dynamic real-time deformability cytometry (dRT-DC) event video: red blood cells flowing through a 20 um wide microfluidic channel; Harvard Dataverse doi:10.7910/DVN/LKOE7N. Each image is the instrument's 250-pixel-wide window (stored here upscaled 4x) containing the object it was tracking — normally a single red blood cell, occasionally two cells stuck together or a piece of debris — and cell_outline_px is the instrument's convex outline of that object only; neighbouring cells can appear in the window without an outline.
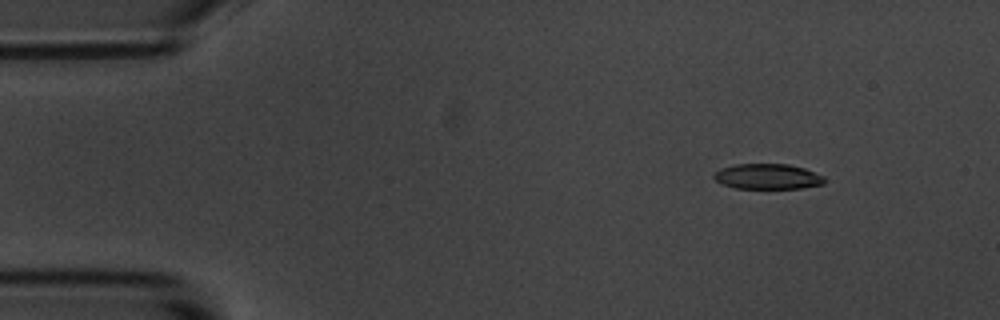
{"species": "common noctule bat (a hibernating species)", "species_latin": "Nyctalus noctula", "temperature_condition": "room temperature", "stored_images_in_passage": 7, "camera_frame_rate_fps": 3000, "um_per_image_px": 0.085, "animal": {"sex": "male", "body_mass_g": 20.1, "forearm_length_mm": 53.5}, "frame": {"image": 1, "passage_image": 2, "time_ms": 1.0, "image_size_px": [1000, 320], "cell_outline_px": [[824, 184], [800, 188], [736, 188], [724, 184], [716, 180], [712, 176], [720, 168], [736, 164], [788, 164], [804, 168], [824, 176]], "centroid_in_image_um": [65.25, 15.0], "position_along_channel_um": 19.7, "area_um2": 16.18}}
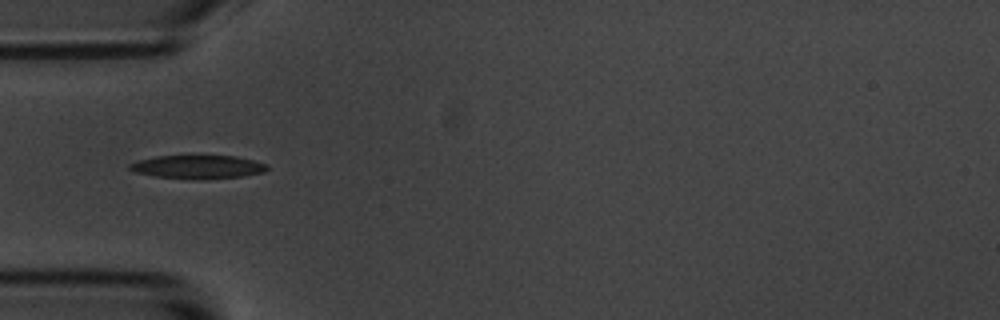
{"frame": {"image": 2, "passage_image": 5, "time_ms": 4.667, "image_size_px": [1000, 320], "cell_outline_px": [[268, 168], [264, 172], [244, 176], [200, 180], [192, 180], [156, 176], [136, 172], [128, 168], [128, 164], [140, 160], [156, 156], [236, 156], [268, 164]], "centroid_in_image_um": [16.84, 14.2], "position_along_channel_um": 68.2, "area_um2": 18.84}}
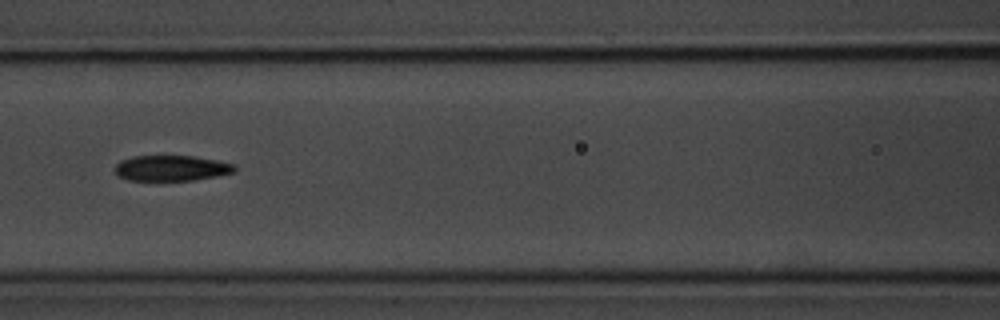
{"frame": {"image": 3, "passage_image": 7, "time_ms": 7.0, "image_size_px": [1000, 320], "cell_outline_px": [[236, 172], [216, 176], [192, 180], [128, 180], [116, 176], [116, 164], [120, 160], [132, 156], [192, 156], [216, 160], [236, 164]], "centroid_in_image_um": [14.57, 14.29], "position_along_channel_um": 152.0, "area_um2": 17.86}}